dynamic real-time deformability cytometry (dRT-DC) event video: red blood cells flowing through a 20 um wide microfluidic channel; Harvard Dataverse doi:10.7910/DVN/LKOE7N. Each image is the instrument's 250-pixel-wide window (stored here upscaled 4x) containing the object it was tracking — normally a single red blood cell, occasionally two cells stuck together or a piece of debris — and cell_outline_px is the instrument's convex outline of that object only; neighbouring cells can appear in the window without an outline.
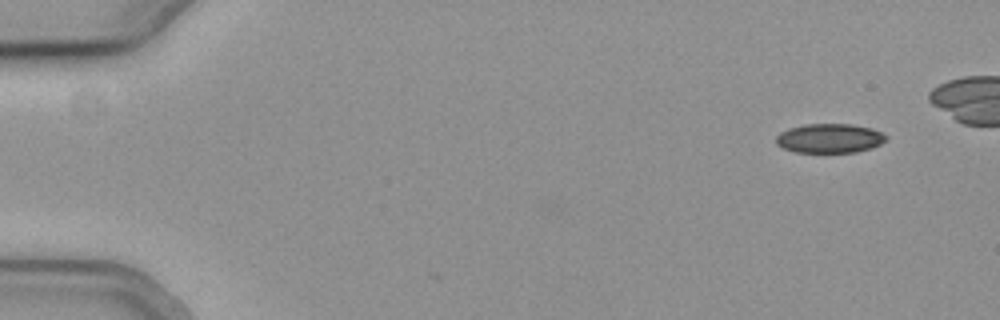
{"species": "common noctule bat (a hibernating species)", "species_latin": "Nyctalus noctula", "temperature_condition": "cold", "stored_images_in_passage": 4, "camera_frame_rate_fps": 3000, "um_per_image_px": 0.085, "animal": {"sex": "female", "body_mass_g": 19.3, "forearm_length_mm": 54.1}, "frame": {"image": 1, "passage_image": 1, "time_ms": 0.0, "image_size_px": [1000, 320], "cell_outline_px": [[888, 140], [872, 148], [856, 152], [796, 152], [784, 148], [776, 144], [776, 136], [780, 132], [792, 128], [808, 124], [852, 124], [872, 128], [888, 136]], "centroid_in_image_um": [70.56, 11.76], "position_along_channel_um": 14.4, "area_um2": 18.73}}